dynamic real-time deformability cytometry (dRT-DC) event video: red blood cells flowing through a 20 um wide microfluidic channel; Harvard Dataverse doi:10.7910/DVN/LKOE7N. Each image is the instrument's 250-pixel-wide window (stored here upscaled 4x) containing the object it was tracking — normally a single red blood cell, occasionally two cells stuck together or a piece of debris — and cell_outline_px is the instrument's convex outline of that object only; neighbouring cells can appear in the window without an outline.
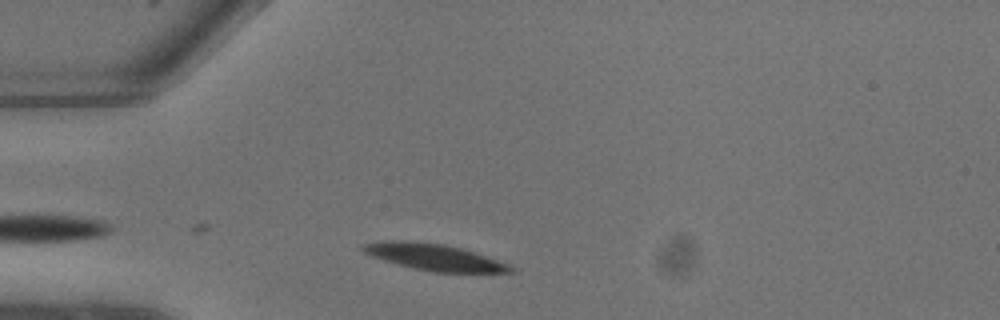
{"species": "common noctule bat (a hibernating species)", "species_latin": "Nyctalus noctula", "temperature_condition": "warm", "stored_images_in_passage": 3, "camera_frame_rate_fps": 3000, "um_per_image_px": 0.085, "animal": {"sex": "male", "body_mass_g": 13.3}, "frame": {"image": 1, "passage_image": 1, "time_ms": 0.0, "image_size_px": [1000, 320], "cell_outline_px": [[516, 268], [512, 272], [436, 272], [396, 264], [372, 256], [364, 252], [360, 248], [364, 244], [384, 240], [392, 240], [444, 244], [460, 248], [508, 264]], "centroid_in_image_um": [36.87, 21.85], "position_along_channel_um": 48.1, "area_um2": 22.14}}